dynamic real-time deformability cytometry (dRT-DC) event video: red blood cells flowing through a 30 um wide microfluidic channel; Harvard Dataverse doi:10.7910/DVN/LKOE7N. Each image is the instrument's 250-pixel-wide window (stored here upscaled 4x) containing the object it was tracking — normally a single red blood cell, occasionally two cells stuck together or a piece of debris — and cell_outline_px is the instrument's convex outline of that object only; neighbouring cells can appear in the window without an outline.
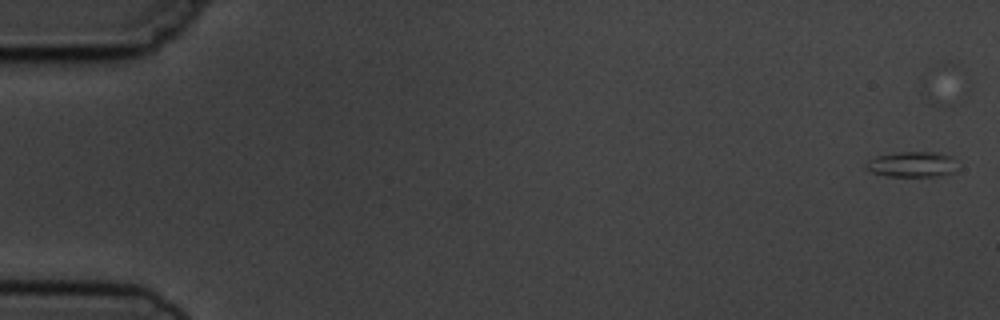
{"species": "common noctule bat (a hibernating species)", "species_latin": "Nyctalus noctula", "temperature_condition": "cold", "stored_images_in_passage": 6, "camera_frame_rate_fps": 3000, "um_per_image_px": 0.085, "animal": {"sex": "male", "body_mass_g": 19.5, "forearm_length_mm": 54.6}, "frame": {"image": 1, "passage_image": 1, "time_ms": 0.0, "image_size_px": [1000, 320], "cell_outline_px": [[952, 172], [936, 176], [888, 176], [872, 172], [864, 168], [864, 164], [868, 160], [876, 156], [900, 152], [936, 152], [948, 156]], "centroid_in_image_um": [77.34, 13.97], "position_along_channel_um": 7.7, "area_um2": 12.95}}
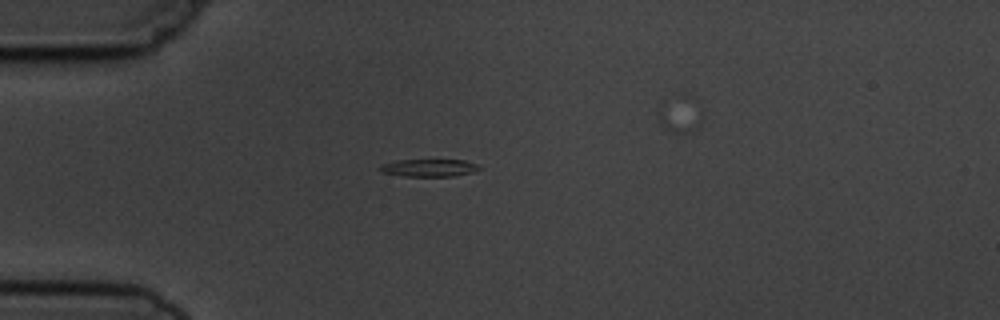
{"frame": {"image": 2, "passage_image": 5, "time_ms": 4.667, "image_size_px": [1000, 320], "cell_outline_px": [[480, 168], [472, 172], [456, 176], [404, 176], [380, 172], [380, 164], [396, 160], [464, 160], [476, 164]], "centroid_in_image_um": [36.42, 14.26], "position_along_channel_um": 48.6, "area_um2": 10.06}}